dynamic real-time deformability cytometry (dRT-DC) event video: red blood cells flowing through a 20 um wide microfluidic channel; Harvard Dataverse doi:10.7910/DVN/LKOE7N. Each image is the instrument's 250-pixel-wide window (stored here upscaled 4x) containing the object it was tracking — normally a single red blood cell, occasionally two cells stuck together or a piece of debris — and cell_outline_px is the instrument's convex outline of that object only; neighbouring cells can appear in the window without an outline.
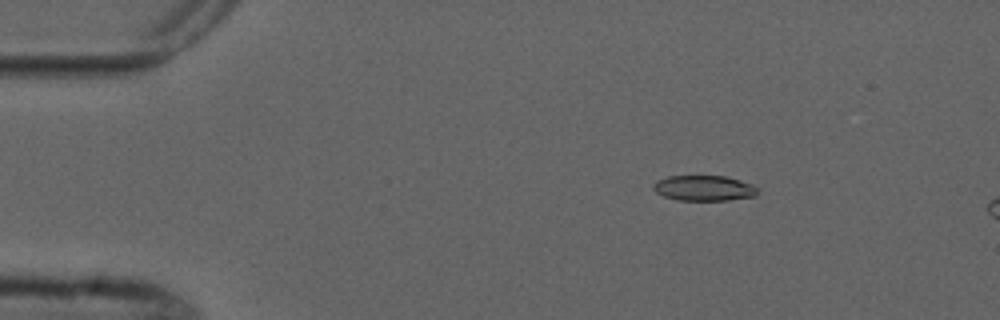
{"species": "common noctule bat (a hibernating species)", "species_latin": "Nyctalus noctula", "temperature_condition": "cold", "stored_images_in_passage": 5, "camera_frame_rate_fps": 3000, "um_per_image_px": 0.085, "animal": {"sex": "male", "forearm_length_mm": 52.5}, "frame": {"image": 1, "passage_image": 3, "time_ms": 2.333, "image_size_px": [1000, 320], "cell_outline_px": [[756, 196], [728, 200], [676, 200], [664, 196], [656, 192], [652, 188], [652, 184], [656, 180], [668, 176], [724, 176], [740, 180], [752, 184], [756, 188]], "centroid_in_image_um": [59.79, 15.99], "position_along_channel_um": 25.2, "area_um2": 15.43}}